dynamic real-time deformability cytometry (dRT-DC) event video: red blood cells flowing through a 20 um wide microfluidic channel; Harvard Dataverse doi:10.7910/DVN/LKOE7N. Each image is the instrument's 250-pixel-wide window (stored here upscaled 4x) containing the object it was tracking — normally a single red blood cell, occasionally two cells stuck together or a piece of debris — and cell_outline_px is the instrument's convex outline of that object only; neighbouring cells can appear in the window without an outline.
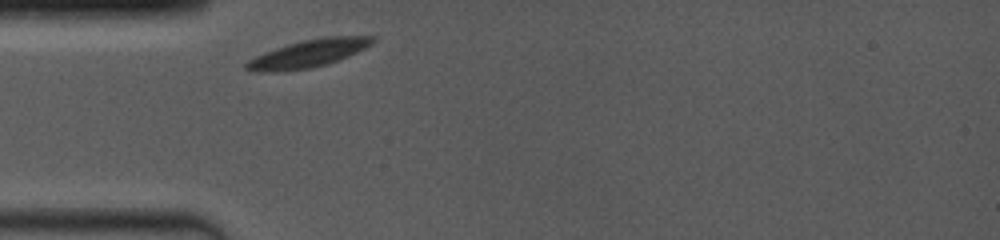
{"species": "common noctule bat (a hibernating species)", "species_latin": "Nyctalus noctula", "temperature_condition": "room temperature", "stored_images_in_passage": 28, "camera_frame_rate_fps": 4000, "um_per_image_px": 0.085, "animal": {"sex": "female", "body_mass_g": 19.0, "forearm_length_mm": 53.3}, "frame": {"image": 1, "passage_image": 1, "time_ms": 0.0, "image_size_px": [1000, 240], "cell_outline_px": [[376, 40], [372, 44], [348, 56], [328, 64], [308, 68], [276, 72], [252, 72], [244, 68], [244, 64], [248, 60], [264, 52], [288, 44], [304, 40], [324, 36], [376, 36]], "centroid_in_image_um": [26.19, 4.55], "position_along_channel_um": 58.8, "area_um2": 20.35}}
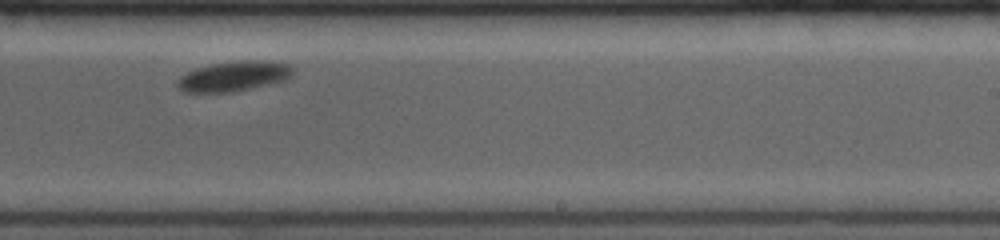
{"frame": {"image": 2, "passage_image": 16, "time_ms": 5.75, "image_size_px": [1000, 240], "cell_outline_px": [[296, 72], [292, 76], [284, 80], [268, 84], [232, 92], [184, 92], [176, 84], [176, 80], [180, 76], [196, 68], [212, 64], [248, 60], [260, 60], [288, 64]], "centroid_in_image_um": [19.88, 6.48], "position_along_channel_um": 269.1, "area_um2": 20.0}}
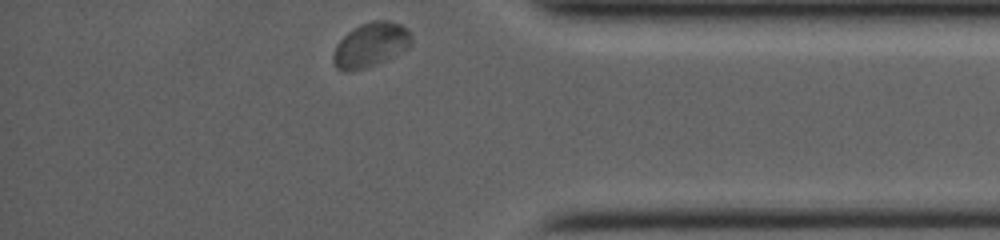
{"frame": {"image": 3, "passage_image": 28, "time_ms": 9.5, "image_size_px": [1000, 240], "cell_outline_px": [[412, 44], [408, 48], [384, 60], [364, 68], [344, 72], [336, 68], [332, 60], [332, 52], [336, 44], [348, 32], [360, 24], [372, 20], [388, 20], [400, 24], [408, 28], [412, 36]], "centroid_in_image_um": [31.49, 3.79], "position_along_channel_um": 403.7, "area_um2": 20.29}, "authors_computed_cell_mechanics": {"area_um2": 19.7676, "velocity_mm_per_s": 3.7431, "shape_relaxation_time_tau1_ms": 1.9789, "shape_relaxation_time_tau2_ms": null, "deformation_change_tau1": 0.0908, "deformation_change_tau2": null}}